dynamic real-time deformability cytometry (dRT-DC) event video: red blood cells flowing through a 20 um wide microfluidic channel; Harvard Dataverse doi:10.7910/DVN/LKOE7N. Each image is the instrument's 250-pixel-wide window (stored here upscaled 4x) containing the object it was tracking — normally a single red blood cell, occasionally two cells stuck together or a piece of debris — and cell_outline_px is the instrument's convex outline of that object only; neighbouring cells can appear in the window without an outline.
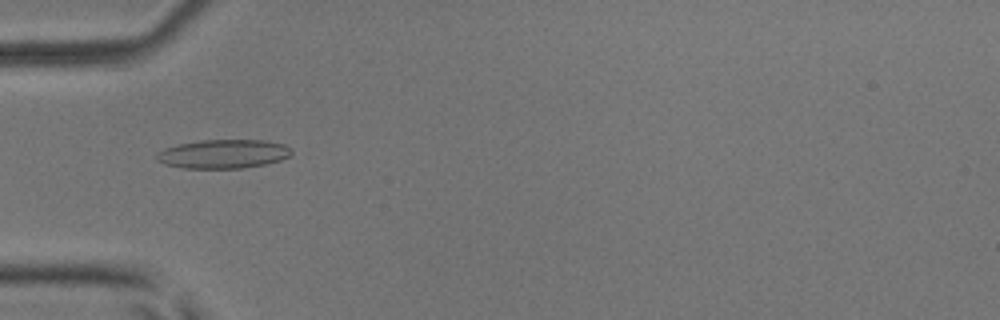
{"species": "common noctule bat (a hibernating species)", "species_latin": "Nyctalus noctula", "temperature_condition": "room temperature", "stored_images_in_passage": 36, "camera_frame_rate_fps": 3000, "um_per_image_px": 0.085, "animal": {"sex": "male", "body_mass_g": 17.9, "forearm_length_mm": 54.2}, "frame": {"image": 1, "passage_image": 3, "time_ms": 0.667, "image_size_px": [1000, 320], "cell_outline_px": [[292, 152], [288, 156], [280, 160], [264, 164], [240, 168], [184, 168], [164, 164], [156, 160], [156, 156], [164, 148], [180, 144], [200, 140], [264, 140], [284, 144]], "centroid_in_image_um": [18.96, 13.08], "position_along_channel_um": 66.0, "area_um2": 22.43}}
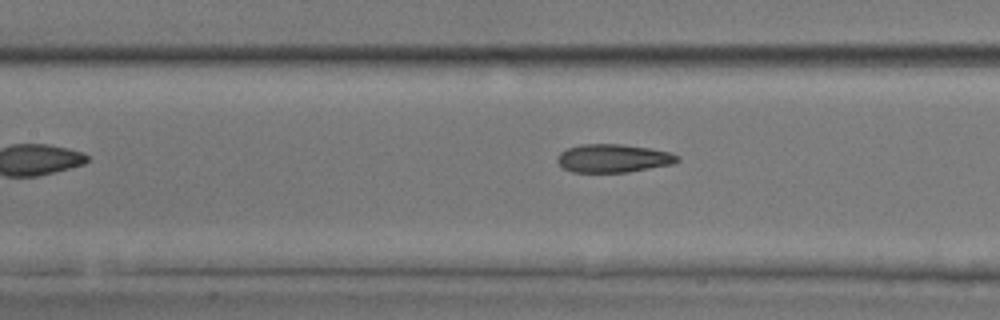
{"frame": {"image": 2, "passage_image": 10, "time_ms": 3.0, "image_size_px": [1000, 320], "cell_outline_px": [[680, 160], [672, 164], [628, 172], [572, 172], [564, 168], [556, 160], [556, 156], [560, 152], [568, 148], [580, 144], [620, 144], [652, 148], [668, 152], [680, 156]], "centroid_in_image_um": [52.12, 13.45], "position_along_channel_um": 155.3, "area_um2": 19.83}}
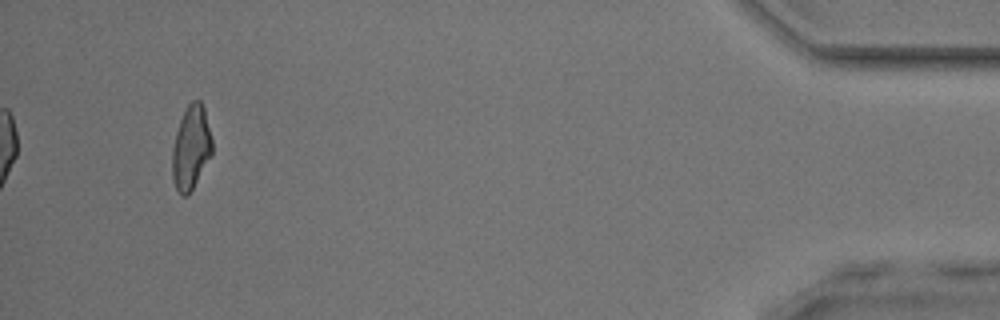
{"frame": {"image": 3, "passage_image": 36, "time_ms": 11.667, "image_size_px": [1000, 320], "cell_outline_px": [[212, 152], [188, 196], [180, 196], [172, 180], [172, 148], [176, 132], [180, 120], [188, 104], [192, 100], [200, 100], [204, 108], [212, 140]], "centroid_in_image_um": [16.21, 12.56], "position_along_channel_um": 419.0, "area_um2": 19.31}, "authors_computed_cell_mechanics": {"area_um2": 19.9121, "velocity_mm_per_s": 3.8773, "shape_relaxation_time_tau1_ms": 11.3118, "shape_relaxation_time_tau2_ms": 1.6852, "deformation_change_tau1": 0.2529, "deformation_change_tau2": 0.0918}}